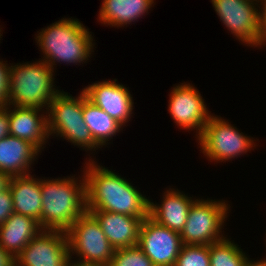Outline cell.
<instances>
[{"label": "cell", "mask_w": 266, "mask_h": 266, "mask_svg": "<svg viewBox=\"0 0 266 266\" xmlns=\"http://www.w3.org/2000/svg\"><path fill=\"white\" fill-rule=\"evenodd\" d=\"M86 180V210H103L146 219L149 199L131 183L113 171L88 160Z\"/></svg>", "instance_id": "1"}, {"label": "cell", "mask_w": 266, "mask_h": 266, "mask_svg": "<svg viewBox=\"0 0 266 266\" xmlns=\"http://www.w3.org/2000/svg\"><path fill=\"white\" fill-rule=\"evenodd\" d=\"M43 180L41 183V228L66 232L86 210V180ZM81 182V183H80Z\"/></svg>", "instance_id": "2"}, {"label": "cell", "mask_w": 266, "mask_h": 266, "mask_svg": "<svg viewBox=\"0 0 266 266\" xmlns=\"http://www.w3.org/2000/svg\"><path fill=\"white\" fill-rule=\"evenodd\" d=\"M35 39L44 54L42 60L51 68L56 61L83 64L94 51L92 35L79 20L73 18H63L43 28Z\"/></svg>", "instance_id": "3"}, {"label": "cell", "mask_w": 266, "mask_h": 266, "mask_svg": "<svg viewBox=\"0 0 266 266\" xmlns=\"http://www.w3.org/2000/svg\"><path fill=\"white\" fill-rule=\"evenodd\" d=\"M53 73L43 60L11 65L8 105L47 110L60 92L54 88Z\"/></svg>", "instance_id": "4"}, {"label": "cell", "mask_w": 266, "mask_h": 266, "mask_svg": "<svg viewBox=\"0 0 266 266\" xmlns=\"http://www.w3.org/2000/svg\"><path fill=\"white\" fill-rule=\"evenodd\" d=\"M87 99L84 91L78 97H73L60 91L51 101L48 113V133L51 136L63 137L72 144L92 150L100 148L84 122L83 102Z\"/></svg>", "instance_id": "5"}, {"label": "cell", "mask_w": 266, "mask_h": 266, "mask_svg": "<svg viewBox=\"0 0 266 266\" xmlns=\"http://www.w3.org/2000/svg\"><path fill=\"white\" fill-rule=\"evenodd\" d=\"M228 210L229 206L224 201L195 199L189 209L186 224L180 232L182 243L210 245L224 239L221 229Z\"/></svg>", "instance_id": "6"}, {"label": "cell", "mask_w": 266, "mask_h": 266, "mask_svg": "<svg viewBox=\"0 0 266 266\" xmlns=\"http://www.w3.org/2000/svg\"><path fill=\"white\" fill-rule=\"evenodd\" d=\"M70 256L76 253L79 261L109 265L115 249L103 233L100 223L88 211L66 231Z\"/></svg>", "instance_id": "7"}, {"label": "cell", "mask_w": 266, "mask_h": 266, "mask_svg": "<svg viewBox=\"0 0 266 266\" xmlns=\"http://www.w3.org/2000/svg\"><path fill=\"white\" fill-rule=\"evenodd\" d=\"M200 148L209 160L228 161L246 154L255 147L253 138L243 133L221 117L211 115L202 133L197 137ZM254 144V146H253Z\"/></svg>", "instance_id": "8"}, {"label": "cell", "mask_w": 266, "mask_h": 266, "mask_svg": "<svg viewBox=\"0 0 266 266\" xmlns=\"http://www.w3.org/2000/svg\"><path fill=\"white\" fill-rule=\"evenodd\" d=\"M71 258L67 233L42 229L15 260L16 266H68Z\"/></svg>", "instance_id": "9"}, {"label": "cell", "mask_w": 266, "mask_h": 266, "mask_svg": "<svg viewBox=\"0 0 266 266\" xmlns=\"http://www.w3.org/2000/svg\"><path fill=\"white\" fill-rule=\"evenodd\" d=\"M259 0H213L212 5L220 21L240 41L259 46ZM255 4V5H254Z\"/></svg>", "instance_id": "10"}, {"label": "cell", "mask_w": 266, "mask_h": 266, "mask_svg": "<svg viewBox=\"0 0 266 266\" xmlns=\"http://www.w3.org/2000/svg\"><path fill=\"white\" fill-rule=\"evenodd\" d=\"M138 246L154 266H174L183 243L180 233L159 225L148 216L142 221Z\"/></svg>", "instance_id": "11"}, {"label": "cell", "mask_w": 266, "mask_h": 266, "mask_svg": "<svg viewBox=\"0 0 266 266\" xmlns=\"http://www.w3.org/2000/svg\"><path fill=\"white\" fill-rule=\"evenodd\" d=\"M170 94L168 111L175 124L186 130L195 129L198 137L211 116L200 92L190 83H181Z\"/></svg>", "instance_id": "12"}, {"label": "cell", "mask_w": 266, "mask_h": 266, "mask_svg": "<svg viewBox=\"0 0 266 266\" xmlns=\"http://www.w3.org/2000/svg\"><path fill=\"white\" fill-rule=\"evenodd\" d=\"M116 82L117 79L97 82L82 90L89 101L125 126L130 121L134 102L130 91Z\"/></svg>", "instance_id": "13"}, {"label": "cell", "mask_w": 266, "mask_h": 266, "mask_svg": "<svg viewBox=\"0 0 266 266\" xmlns=\"http://www.w3.org/2000/svg\"><path fill=\"white\" fill-rule=\"evenodd\" d=\"M100 223L111 246L116 249L138 245L143 219L103 210H87Z\"/></svg>", "instance_id": "14"}, {"label": "cell", "mask_w": 266, "mask_h": 266, "mask_svg": "<svg viewBox=\"0 0 266 266\" xmlns=\"http://www.w3.org/2000/svg\"><path fill=\"white\" fill-rule=\"evenodd\" d=\"M9 109L10 135L24 139L35 145L40 151L49 138L47 115L39 114L41 109L17 107Z\"/></svg>", "instance_id": "15"}, {"label": "cell", "mask_w": 266, "mask_h": 266, "mask_svg": "<svg viewBox=\"0 0 266 266\" xmlns=\"http://www.w3.org/2000/svg\"><path fill=\"white\" fill-rule=\"evenodd\" d=\"M182 193L169 189L164 192L160 205L149 201V217L159 225L180 233L186 224L189 209L195 201Z\"/></svg>", "instance_id": "16"}, {"label": "cell", "mask_w": 266, "mask_h": 266, "mask_svg": "<svg viewBox=\"0 0 266 266\" xmlns=\"http://www.w3.org/2000/svg\"><path fill=\"white\" fill-rule=\"evenodd\" d=\"M38 152L41 151L29 141L9 134L0 140V171L11 177L28 175Z\"/></svg>", "instance_id": "17"}, {"label": "cell", "mask_w": 266, "mask_h": 266, "mask_svg": "<svg viewBox=\"0 0 266 266\" xmlns=\"http://www.w3.org/2000/svg\"><path fill=\"white\" fill-rule=\"evenodd\" d=\"M13 212L36 219L41 226L42 196L40 179L31 174L13 176L9 183Z\"/></svg>", "instance_id": "18"}, {"label": "cell", "mask_w": 266, "mask_h": 266, "mask_svg": "<svg viewBox=\"0 0 266 266\" xmlns=\"http://www.w3.org/2000/svg\"><path fill=\"white\" fill-rule=\"evenodd\" d=\"M41 230L36 219L13 212L0 226V246L16 257Z\"/></svg>", "instance_id": "19"}, {"label": "cell", "mask_w": 266, "mask_h": 266, "mask_svg": "<svg viewBox=\"0 0 266 266\" xmlns=\"http://www.w3.org/2000/svg\"><path fill=\"white\" fill-rule=\"evenodd\" d=\"M154 0H103L99 20L104 25L122 27L147 13Z\"/></svg>", "instance_id": "20"}, {"label": "cell", "mask_w": 266, "mask_h": 266, "mask_svg": "<svg viewBox=\"0 0 266 266\" xmlns=\"http://www.w3.org/2000/svg\"><path fill=\"white\" fill-rule=\"evenodd\" d=\"M83 118L94 141L100 147L107 144L109 139L116 135L122 127L114 118L88 99L83 102Z\"/></svg>", "instance_id": "21"}, {"label": "cell", "mask_w": 266, "mask_h": 266, "mask_svg": "<svg viewBox=\"0 0 266 266\" xmlns=\"http://www.w3.org/2000/svg\"><path fill=\"white\" fill-rule=\"evenodd\" d=\"M210 266H246L249 259L226 237L209 245Z\"/></svg>", "instance_id": "22"}, {"label": "cell", "mask_w": 266, "mask_h": 266, "mask_svg": "<svg viewBox=\"0 0 266 266\" xmlns=\"http://www.w3.org/2000/svg\"><path fill=\"white\" fill-rule=\"evenodd\" d=\"M108 266H154L138 246L116 249Z\"/></svg>", "instance_id": "23"}, {"label": "cell", "mask_w": 266, "mask_h": 266, "mask_svg": "<svg viewBox=\"0 0 266 266\" xmlns=\"http://www.w3.org/2000/svg\"><path fill=\"white\" fill-rule=\"evenodd\" d=\"M174 266H210L209 245L183 244Z\"/></svg>", "instance_id": "24"}, {"label": "cell", "mask_w": 266, "mask_h": 266, "mask_svg": "<svg viewBox=\"0 0 266 266\" xmlns=\"http://www.w3.org/2000/svg\"><path fill=\"white\" fill-rule=\"evenodd\" d=\"M10 67L0 60V108H4L8 104Z\"/></svg>", "instance_id": "25"}, {"label": "cell", "mask_w": 266, "mask_h": 266, "mask_svg": "<svg viewBox=\"0 0 266 266\" xmlns=\"http://www.w3.org/2000/svg\"><path fill=\"white\" fill-rule=\"evenodd\" d=\"M13 213V198L10 189L0 192V226L12 215Z\"/></svg>", "instance_id": "26"}, {"label": "cell", "mask_w": 266, "mask_h": 266, "mask_svg": "<svg viewBox=\"0 0 266 266\" xmlns=\"http://www.w3.org/2000/svg\"><path fill=\"white\" fill-rule=\"evenodd\" d=\"M261 2L259 10V46L265 45L266 43V0H259Z\"/></svg>", "instance_id": "27"}, {"label": "cell", "mask_w": 266, "mask_h": 266, "mask_svg": "<svg viewBox=\"0 0 266 266\" xmlns=\"http://www.w3.org/2000/svg\"><path fill=\"white\" fill-rule=\"evenodd\" d=\"M9 108L10 105H6L4 108H0V140L7 137L9 132Z\"/></svg>", "instance_id": "28"}, {"label": "cell", "mask_w": 266, "mask_h": 266, "mask_svg": "<svg viewBox=\"0 0 266 266\" xmlns=\"http://www.w3.org/2000/svg\"><path fill=\"white\" fill-rule=\"evenodd\" d=\"M0 266H16L15 257L0 246Z\"/></svg>", "instance_id": "29"}, {"label": "cell", "mask_w": 266, "mask_h": 266, "mask_svg": "<svg viewBox=\"0 0 266 266\" xmlns=\"http://www.w3.org/2000/svg\"><path fill=\"white\" fill-rule=\"evenodd\" d=\"M11 176L8 173L0 171V192L9 188Z\"/></svg>", "instance_id": "30"}, {"label": "cell", "mask_w": 266, "mask_h": 266, "mask_svg": "<svg viewBox=\"0 0 266 266\" xmlns=\"http://www.w3.org/2000/svg\"><path fill=\"white\" fill-rule=\"evenodd\" d=\"M68 266H107V265L84 263V262H80V261L72 262V259H71Z\"/></svg>", "instance_id": "31"}, {"label": "cell", "mask_w": 266, "mask_h": 266, "mask_svg": "<svg viewBox=\"0 0 266 266\" xmlns=\"http://www.w3.org/2000/svg\"><path fill=\"white\" fill-rule=\"evenodd\" d=\"M246 266H266V259H264V260H258L257 262H252V260L250 261H248L247 262V264H246Z\"/></svg>", "instance_id": "32"}]
</instances>
